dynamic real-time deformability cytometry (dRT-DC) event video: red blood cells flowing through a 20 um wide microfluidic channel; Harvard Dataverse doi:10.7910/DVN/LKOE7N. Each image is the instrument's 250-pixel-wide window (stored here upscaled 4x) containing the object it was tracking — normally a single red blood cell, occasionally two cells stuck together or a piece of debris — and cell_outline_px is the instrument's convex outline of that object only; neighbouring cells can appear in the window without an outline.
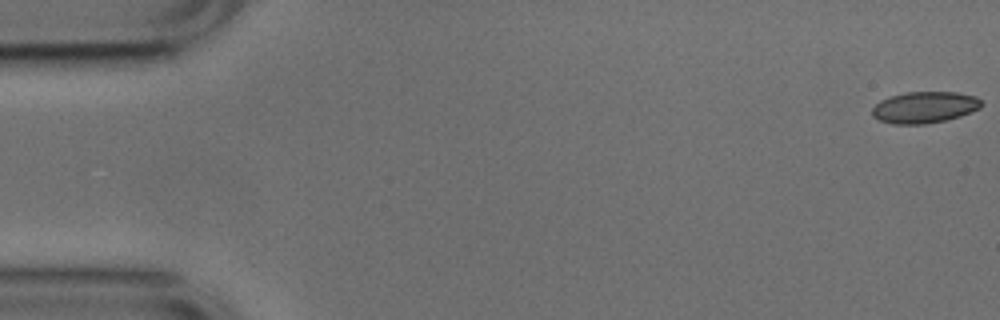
{"species": "common noctule bat (a hibernating species)", "species_latin": "Nyctalus noctula", "temperature_condition": "cold", "stored_images_in_passage": 39, "camera_frame_rate_fps": 3000, "um_per_image_px": 0.085, "animal": {"sex": "male", "body_mass_g": 17.9, "forearm_length_mm": 54.2}, "frame": {"image": 1, "passage_image": 1, "time_ms": 0.0, "image_size_px": [1000, 320], "cell_outline_px": [[984, 104], [980, 108], [972, 112], [960, 116], [944, 120], [924, 124], [892, 124], [880, 120], [872, 116], [872, 108], [880, 100], [892, 96], [908, 92], [956, 92], [976, 96]], "centroid_in_image_um": [78.6, 9.12], "position_along_channel_um": 6.4, "area_um2": 20.0}}
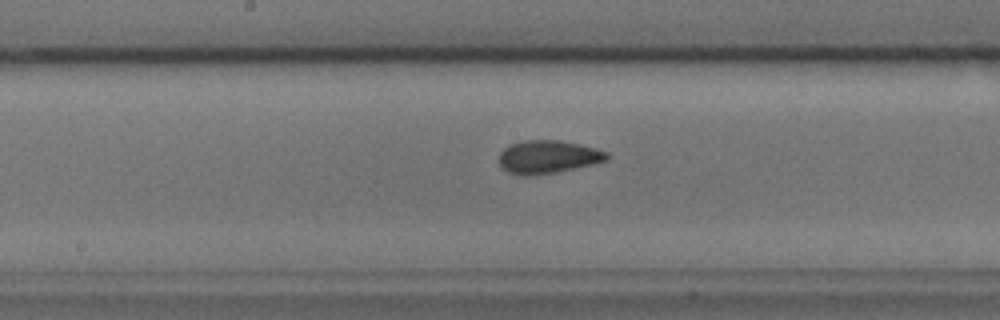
{"frame": {"image": 2, "passage_image": 27, "time_ms": 8.667, "image_size_px": [1000, 320], "cell_outline_px": [[608, 160], [596, 164], [556, 172], [532, 176], [520, 176], [508, 172], [500, 164], [500, 152], [504, 148], [512, 144], [524, 140], [560, 140], [580, 144], [596, 148], [608, 152]], "centroid_in_image_um": [46.61, 13.34], "position_along_channel_um": 201.6, "area_um2": 20.92}}
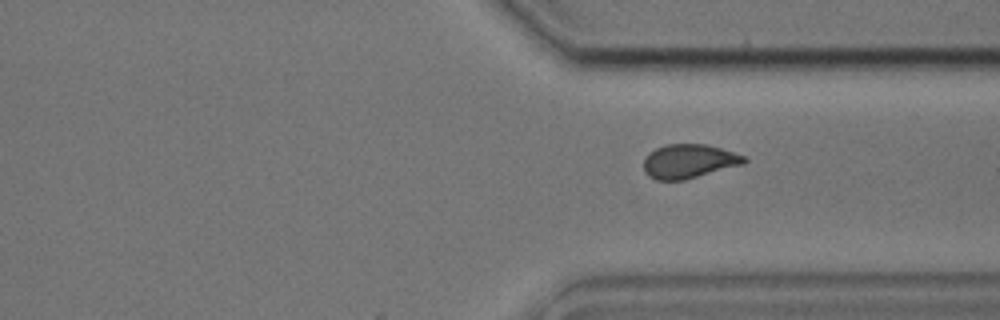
{"frame": {"image": 3, "passage_image": 39, "time_ms": 12.667, "image_size_px": [1000, 320], "cell_outline_px": [[748, 160], [744, 164], [684, 180], [656, 180], [648, 176], [644, 172], [644, 160], [648, 152], [664, 144], [704, 144], [720, 148], [744, 156]], "centroid_in_image_um": [58.52, 13.71], "position_along_channel_um": 352.9, "area_um2": 19.94}}